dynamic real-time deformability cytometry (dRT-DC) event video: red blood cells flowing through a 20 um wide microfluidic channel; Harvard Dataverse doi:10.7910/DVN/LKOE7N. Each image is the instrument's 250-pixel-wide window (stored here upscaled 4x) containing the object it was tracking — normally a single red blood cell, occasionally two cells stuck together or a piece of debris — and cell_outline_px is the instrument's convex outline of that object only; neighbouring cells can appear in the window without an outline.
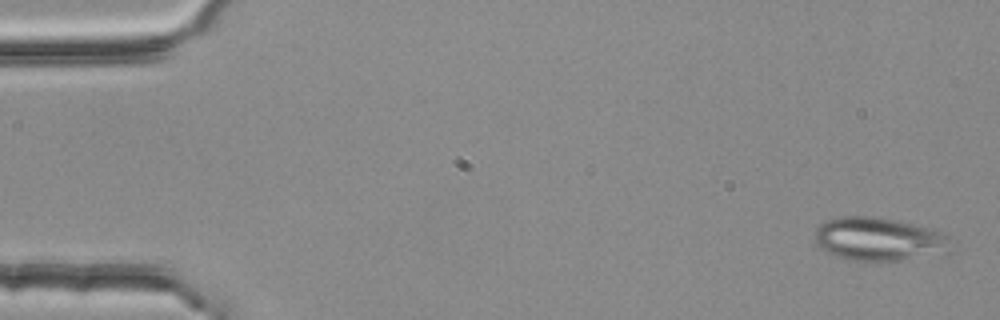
{"species": "common noctule bat (a hibernating species)", "species_latin": "Nyctalus noctula", "temperature_condition": "room temperature", "stored_images_in_passage": 5, "camera_frame_rate_fps": 3000, "um_per_image_px": 0.085, "animal": {"sex": "female", "body_mass_g": 25.1}, "frame": {"image": 1, "passage_image": 1, "time_ms": 0.0, "image_size_px": [1000, 320], "cell_outline_px": [[956, 252], [948, 256], [900, 260], [852, 260], [836, 256], [820, 248], [816, 244], [816, 228], [824, 220], [840, 216], [876, 216], [896, 220], [944, 232]], "centroid_in_image_um": [74.83, 20.34], "position_along_channel_um": 10.2, "area_um2": 35.2}}